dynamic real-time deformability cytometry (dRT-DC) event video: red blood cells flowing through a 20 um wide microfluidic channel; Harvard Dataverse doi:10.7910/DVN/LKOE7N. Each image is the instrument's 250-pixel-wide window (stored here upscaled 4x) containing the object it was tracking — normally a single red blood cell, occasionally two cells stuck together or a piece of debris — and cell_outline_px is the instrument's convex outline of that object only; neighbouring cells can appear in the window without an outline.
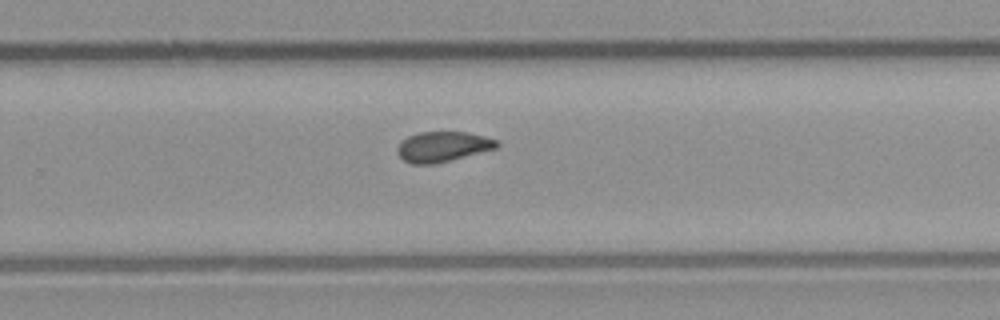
{"species": "common noctule bat (a hibernating species)", "species_latin": "Nyctalus noctula", "temperature_condition": "room temperature", "stored_images_in_passage": 11, "segment_of_instrument_passage": [1, 2], "camera_frame_rate_fps": 3000, "um_per_image_px": 0.085, "animal": {"sex": "male", "body_mass_g": 23.1, "forearm_length_mm": 52.7}, "frame": {"image": 1, "passage_image": 10, "time_ms": 11.333, "image_size_px": [1000, 320], "cell_outline_px": [[500, 144], [496, 148], [436, 164], [412, 164], [404, 160], [396, 152], [396, 148], [408, 136], [420, 132], [468, 132], [484, 136], [496, 140]], "centroid_in_image_um": [37.63, 12.47], "position_along_channel_um": 292.2, "area_um2": 17.4}}